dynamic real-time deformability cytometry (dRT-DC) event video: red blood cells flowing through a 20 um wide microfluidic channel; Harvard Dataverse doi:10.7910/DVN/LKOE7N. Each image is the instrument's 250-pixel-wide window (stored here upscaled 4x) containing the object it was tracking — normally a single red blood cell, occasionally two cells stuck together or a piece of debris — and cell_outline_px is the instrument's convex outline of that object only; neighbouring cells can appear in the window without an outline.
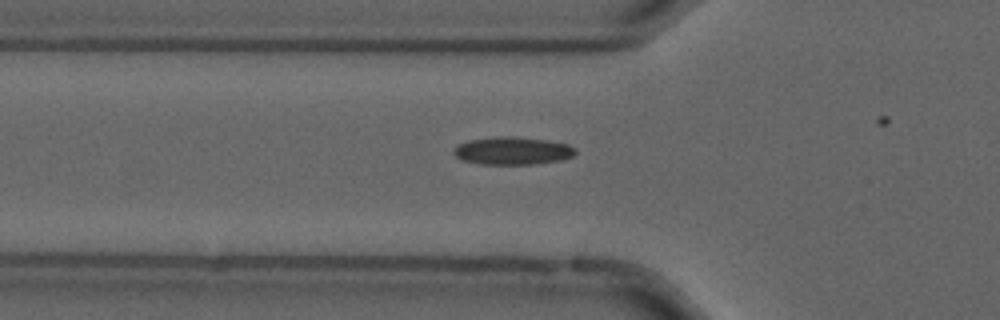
{"species": "common noctule bat (a hibernating species)", "species_latin": "Nyctalus noctula", "temperature_condition": "cold", "stored_images_in_passage": 10, "camera_frame_rate_fps": 3000, "um_per_image_px": 0.085, "animal": {"sex": "male", "forearm_length_mm": 52.5}, "frame": {"image": 1, "passage_image": 6, "time_ms": 1.667, "image_size_px": [1000, 320], "cell_outline_px": [[576, 152], [572, 156], [560, 160], [536, 164], [480, 164], [464, 160], [456, 156], [452, 152], [460, 144], [468, 140], [492, 136], [512, 136], [544, 140], [568, 144], [576, 148]], "centroid_in_image_um": [43.57, 12.81], "position_along_channel_um": 82.2, "area_um2": 19.59}}
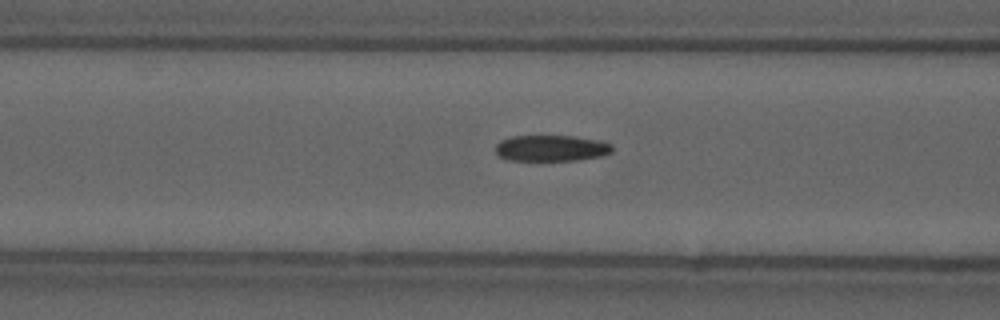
{"frame": {"image": 2, "passage_image": 9, "time_ms": 2.667, "image_size_px": [1000, 320], "cell_outline_px": [[612, 152], [600, 156], [576, 160], [508, 160], [500, 156], [496, 152], [496, 144], [500, 140], [512, 136], [572, 136], [604, 140], [612, 144]], "centroid_in_image_um": [46.88, 12.58], "position_along_channel_um": 119.7, "area_um2": 17.8}}